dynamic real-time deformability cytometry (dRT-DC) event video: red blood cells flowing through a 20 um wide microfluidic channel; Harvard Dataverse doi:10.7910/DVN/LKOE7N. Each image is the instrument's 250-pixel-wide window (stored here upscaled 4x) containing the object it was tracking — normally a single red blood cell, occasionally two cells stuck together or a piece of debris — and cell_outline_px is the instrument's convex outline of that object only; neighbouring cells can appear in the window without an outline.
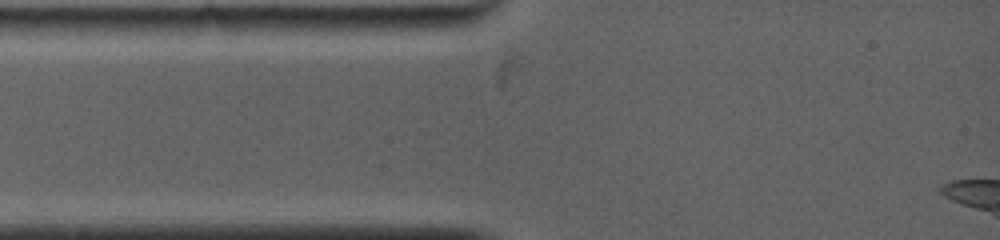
{"species": "common noctule bat (a hibernating species)", "species_latin": "Nyctalus noctula", "temperature_condition": "warm", "stored_images_in_passage": 1, "camera_frame_rate_fps": 5000, "um_per_image_px": 0.085, "animal": {"sex": "female", "body_mass_g": 19.0, "forearm_length_mm": 53.3}, "frame": {"image": 1, "passage_image": 1, "time_ms": 0.0, "image_size_px": [1000, 240], "cell_outline_px": [[244, 28], [236, 36], [96, 36], [76, 28], [76, 24], [80, 20], [200, 16], [228, 16]], "centroid_in_image_um": [13.82, 2.27], "position_along_channel_um": 71.2, "area_um2": 20.87}}